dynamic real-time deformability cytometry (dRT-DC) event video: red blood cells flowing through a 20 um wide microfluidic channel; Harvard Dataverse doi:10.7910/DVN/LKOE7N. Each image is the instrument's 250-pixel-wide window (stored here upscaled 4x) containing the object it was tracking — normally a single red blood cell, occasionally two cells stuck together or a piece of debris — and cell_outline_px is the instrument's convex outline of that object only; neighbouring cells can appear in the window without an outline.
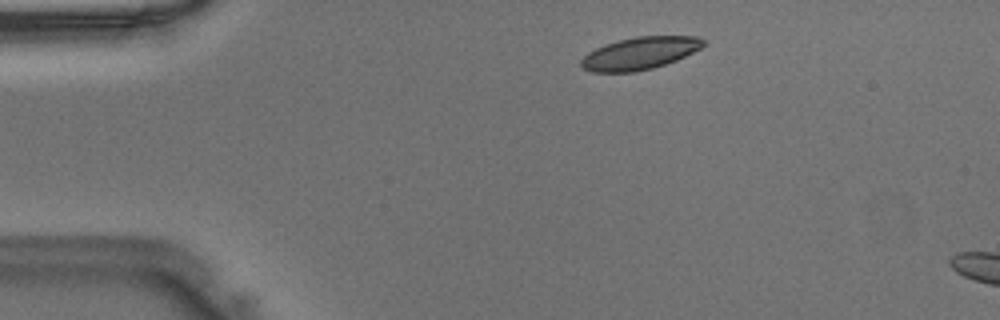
{"species": "Egyptian fruit bat (a non-hibernating species)", "species_latin": "Rousettus aegyptiacus", "temperature_condition": "warm", "stored_images_in_passage": 7, "camera_frame_rate_fps": 3000, "um_per_image_px": 0.085, "animal": {"sex": "male"}, "frame": {"image": 1, "passage_image": 4, "time_ms": 1.0, "image_size_px": [1000, 320], "cell_outline_px": [[704, 44], [700, 48], [676, 60], [652, 68], [636, 72], [592, 72], [584, 68], [580, 64], [580, 60], [588, 52], [604, 44], [636, 36], [700, 36], [704, 40]], "centroid_in_image_um": [54.36, 4.53], "position_along_channel_um": 30.6, "area_um2": 22.95}}